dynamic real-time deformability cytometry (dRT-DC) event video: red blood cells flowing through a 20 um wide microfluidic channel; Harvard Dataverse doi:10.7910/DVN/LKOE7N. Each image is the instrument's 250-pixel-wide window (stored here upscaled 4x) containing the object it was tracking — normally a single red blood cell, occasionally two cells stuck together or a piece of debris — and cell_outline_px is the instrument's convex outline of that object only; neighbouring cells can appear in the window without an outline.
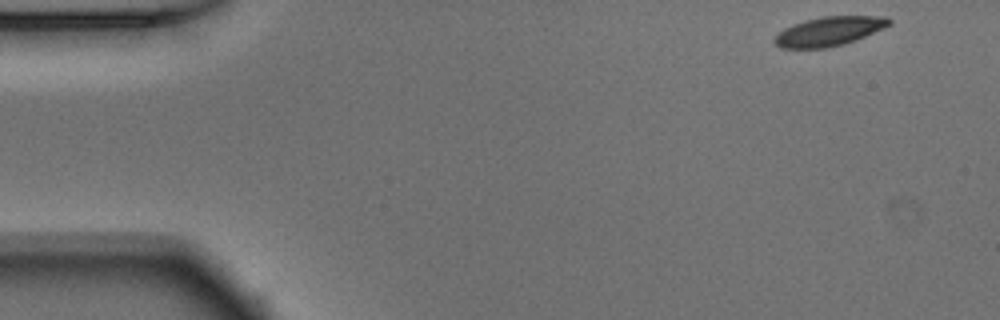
{"species": "Egyptian fruit bat (a non-hibernating species)", "species_latin": "Rousettus aegyptiacus", "temperature_condition": "warm", "stored_images_in_passage": 50, "segment_of_instrument_passage": [1, 2], "camera_frame_rate_fps": 3000, "um_per_image_px": 0.085, "animal": {"sex": "male"}, "frame": {"image": 1, "passage_image": 1, "time_ms": 0.0, "image_size_px": [1000, 320], "cell_outline_px": [[892, 24], [856, 40], [844, 44], [824, 48], [780, 48], [772, 40], [784, 28], [804, 20], [824, 16], [888, 16], [892, 20]], "centroid_in_image_um": [70.5, 2.65], "position_along_channel_um": 14.5, "area_um2": 19.48}}
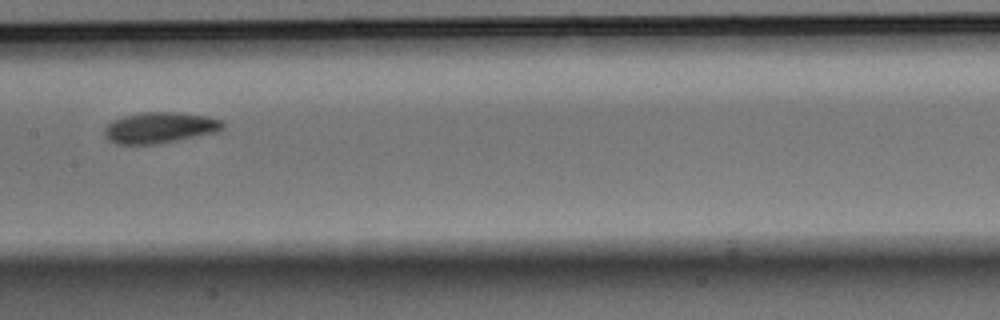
{"frame": {"image": 2, "passage_image": 23, "time_ms": 7.333, "image_size_px": [1000, 320], "cell_outline_px": [[224, 128], [216, 132], [156, 144], [116, 144], [108, 140], [104, 136], [104, 128], [112, 120], [124, 116], [144, 112], [172, 112], [208, 116], [224, 120]], "centroid_in_image_um": [13.57, 10.85], "position_along_channel_um": 193.8, "area_um2": 21.33}}
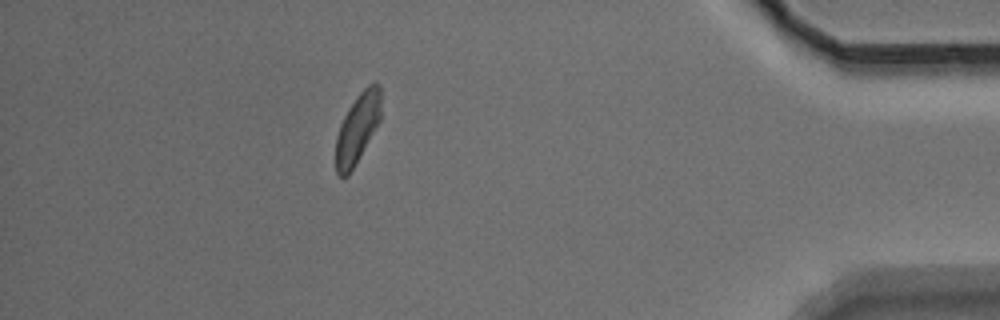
{"frame": {"image": 3, "passage_image": 43, "time_ms": 14.0, "image_size_px": [1000, 320], "cell_outline_px": [[380, 120], [348, 176], [340, 176], [336, 172], [336, 136], [340, 124], [348, 108], [356, 96], [368, 84], [376, 80], [380, 84]], "centroid_in_image_um": [30.38, 10.85], "position_along_channel_um": 404.8, "area_um2": 18.15}}